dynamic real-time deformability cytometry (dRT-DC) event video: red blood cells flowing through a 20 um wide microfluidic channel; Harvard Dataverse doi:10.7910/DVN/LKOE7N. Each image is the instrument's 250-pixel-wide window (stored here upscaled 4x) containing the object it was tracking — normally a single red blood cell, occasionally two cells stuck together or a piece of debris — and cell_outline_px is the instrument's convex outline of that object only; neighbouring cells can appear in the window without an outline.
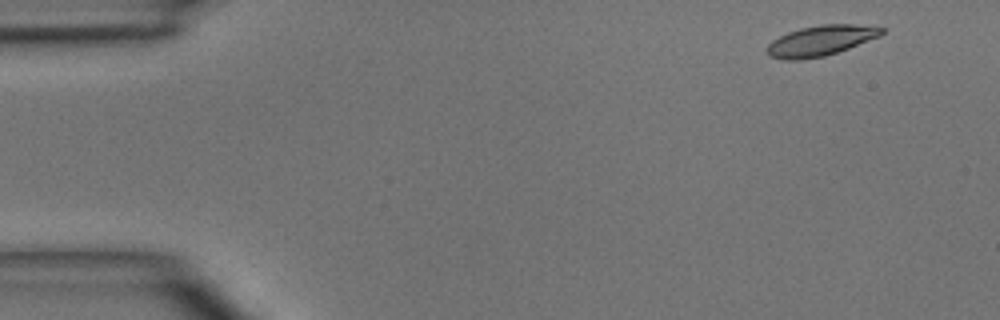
{"species": "common noctule bat (a hibernating species)", "species_latin": "Nyctalus noctula", "temperature_condition": "room temperature", "stored_images_in_passage": 3, "camera_frame_rate_fps": 3000, "um_per_image_px": 0.085, "animal": {"sex": "male", "body_mass_g": 15.6}, "frame": {"image": 1, "passage_image": 1, "time_ms": 0.0, "image_size_px": [1000, 320], "cell_outline_px": [[888, 28], [880, 36], [848, 48], [824, 56], [800, 60], [784, 60], [768, 56], [768, 44], [772, 40], [788, 32], [800, 28], [820, 24], [856, 24]], "centroid_in_image_um": [69.77, 3.45], "position_along_channel_um": 15.2, "area_um2": 20.29}}
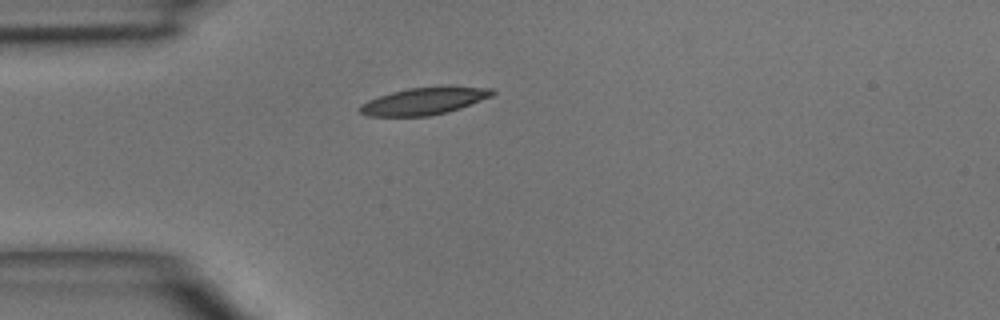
{"frame": {"image": 2, "passage_image": 3, "time_ms": 3.0, "image_size_px": [1000, 320], "cell_outline_px": [[496, 92], [492, 96], [460, 108], [448, 112], [428, 116], [368, 116], [360, 112], [356, 108], [368, 100], [392, 92], [408, 88], [448, 84], [492, 88]], "centroid_in_image_um": [36.11, 8.55], "position_along_channel_um": 48.9, "area_um2": 21.5}}